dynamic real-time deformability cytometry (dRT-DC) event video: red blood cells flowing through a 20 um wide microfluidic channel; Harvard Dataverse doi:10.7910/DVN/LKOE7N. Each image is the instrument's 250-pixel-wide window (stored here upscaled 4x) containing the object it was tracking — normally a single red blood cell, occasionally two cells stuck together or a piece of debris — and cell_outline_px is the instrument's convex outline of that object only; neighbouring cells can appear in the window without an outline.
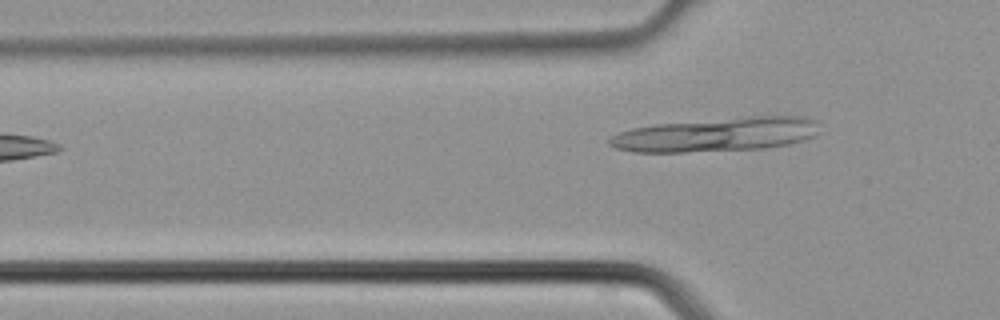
{"species": "common noctule bat (a hibernating species)", "species_latin": "Nyctalus noctula", "temperature_condition": "cold", "stored_images_in_passage": 3, "camera_frame_rate_fps": 3000, "um_per_image_px": 0.085, "animal": {"sex": "male", "body_mass_g": 21.5, "forearm_length_mm": 52.0}, "frame": {"image": 1, "passage_image": 3, "time_ms": 0.667, "image_size_px": [1000, 320], "cell_outline_px": [[820, 132], [804, 140], [788, 144], [764, 148], [684, 152], [632, 152], [616, 148], [608, 144], [608, 140], [612, 136], [620, 132], [632, 128], [656, 124], [748, 116], [808, 116], [816, 120]], "centroid_in_image_um": [60.93, 11.43], "position_along_channel_um": 64.9, "area_um2": 41.67}}